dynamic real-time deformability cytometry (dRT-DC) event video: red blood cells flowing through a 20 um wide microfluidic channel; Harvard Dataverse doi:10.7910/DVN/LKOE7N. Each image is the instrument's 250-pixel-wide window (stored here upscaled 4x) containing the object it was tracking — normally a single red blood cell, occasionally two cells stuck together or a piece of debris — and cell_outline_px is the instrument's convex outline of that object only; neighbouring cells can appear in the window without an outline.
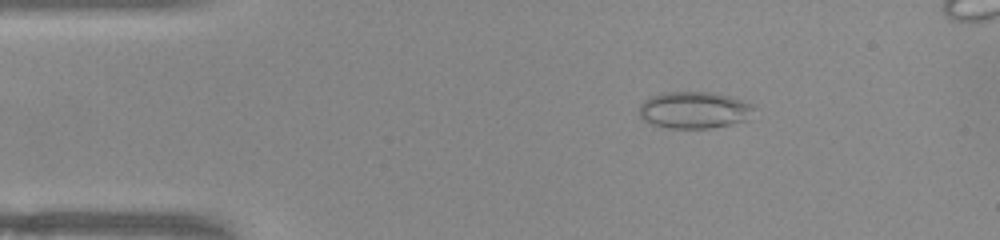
{"species": "common noctule bat (a hibernating species)", "species_latin": "Nyctalus noctula", "temperature_condition": "warm", "stored_images_in_passage": 44, "camera_frame_rate_fps": 3000, "um_per_image_px": 0.085, "animal": {"sex": "female", "body_mass_g": 22.0, "forearm_length_mm": 56.7}, "frame": {"image": 1, "passage_image": 4, "time_ms": 1.0, "image_size_px": [1000, 240], "cell_outline_px": [[756, 108], [744, 120], [732, 124], [708, 128], [668, 128], [652, 124], [644, 120], [640, 116], [640, 104], [644, 100], [652, 96], [664, 92], [712, 92], [744, 100], [756, 104]], "centroid_in_image_um": [59.03, 9.34], "position_along_channel_um": 26.0, "area_um2": 24.62}}
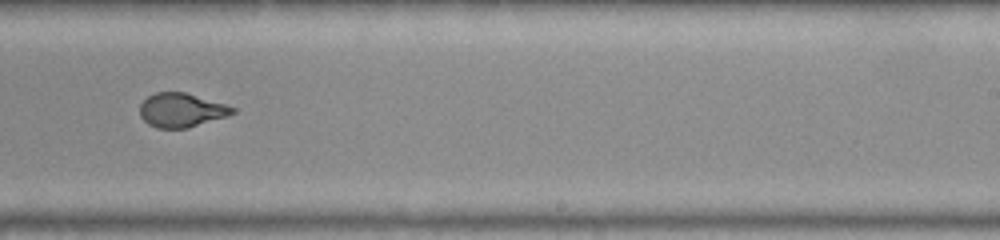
{"frame": {"image": 2, "passage_image": 27, "time_ms": 8.667, "image_size_px": [1000, 240], "cell_outline_px": [[236, 112], [228, 116], [188, 128], [156, 128], [148, 124], [140, 116], [140, 104], [148, 96], [156, 92], [184, 92], [224, 104], [236, 108]], "centroid_in_image_um": [15.41, 9.37], "position_along_channel_um": 273.6, "area_um2": 18.32}}
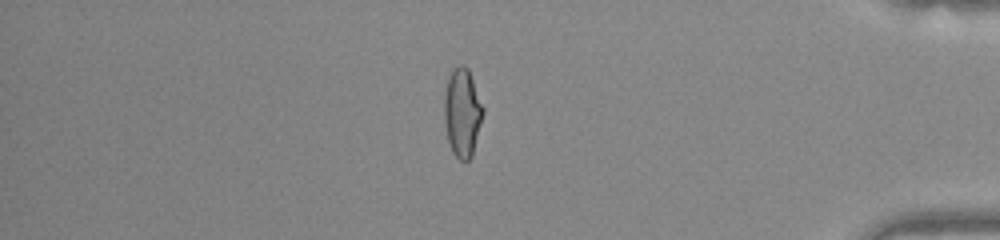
{"frame": {"image": 3, "passage_image": 39, "time_ms": 12.667, "image_size_px": [1000, 240], "cell_outline_px": [[484, 112], [472, 156], [468, 160], [460, 160], [452, 152], [448, 140], [444, 124], [444, 96], [448, 80], [452, 72], [460, 64], [464, 64], [468, 68], [484, 108]], "centroid_in_image_um": [39.3, 9.59], "position_along_channel_um": 395.9, "area_um2": 19.88}}